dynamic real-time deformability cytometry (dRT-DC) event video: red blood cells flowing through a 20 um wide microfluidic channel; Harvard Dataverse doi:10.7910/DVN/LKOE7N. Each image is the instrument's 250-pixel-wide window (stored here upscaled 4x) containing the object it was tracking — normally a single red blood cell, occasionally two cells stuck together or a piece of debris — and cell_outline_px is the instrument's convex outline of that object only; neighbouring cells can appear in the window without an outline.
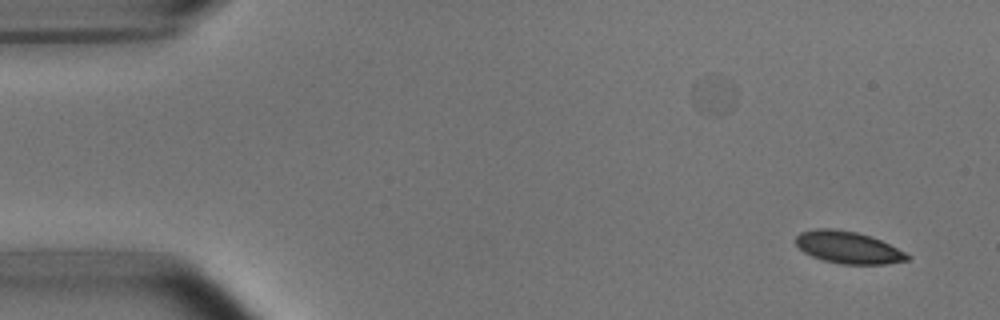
{"species": "common noctule bat (a hibernating species)", "species_latin": "Nyctalus noctula", "temperature_condition": "room temperature", "stored_images_in_passage": 48, "camera_frame_rate_fps": 3000, "um_per_image_px": 0.085, "animal": {"sex": "male", "body_mass_g": 15.6}, "frame": {"image": 1, "passage_image": 1, "time_ms": 0.0, "image_size_px": [1000, 320], "cell_outline_px": [[912, 256], [908, 260], [888, 264], [840, 264], [820, 260], [804, 252], [796, 244], [796, 236], [800, 232], [816, 228], [832, 228], [856, 232], [872, 236]], "centroid_in_image_um": [72.08, 21.03], "position_along_channel_um": 12.9, "area_um2": 20.92}}
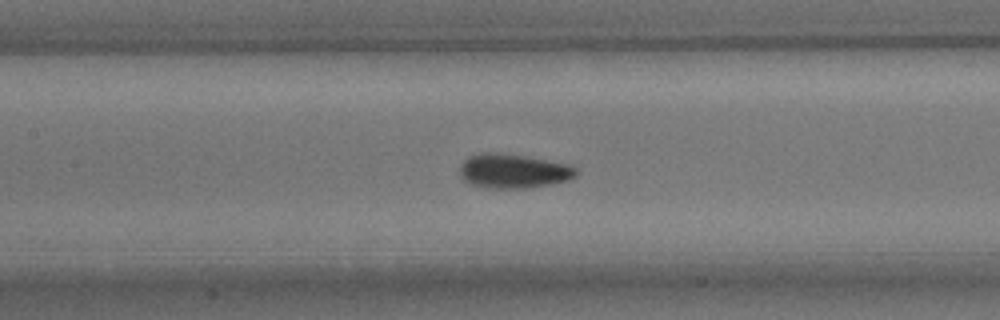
{"frame": {"image": 2, "passage_image": 22, "time_ms": 7.0, "image_size_px": [1000, 320], "cell_outline_px": [[576, 176], [568, 180], [528, 188], [488, 188], [472, 184], [464, 180], [460, 176], [460, 164], [468, 156], [480, 152], [496, 152], [524, 156], [568, 164], [576, 168]], "centroid_in_image_um": [43.59, 14.53], "position_along_channel_um": 163.8, "area_um2": 23.18}}
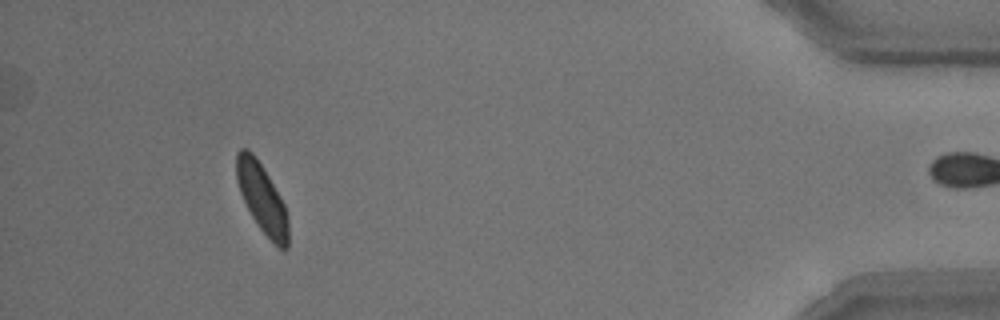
{"frame": {"image": 3, "passage_image": 47, "time_ms": 15.333, "image_size_px": [1000, 320], "cell_outline_px": [[288, 248], [284, 252], [260, 228], [252, 216], [240, 192], [236, 180], [236, 152], [240, 148], [248, 148], [252, 152], [268, 176], [284, 204], [288, 216]], "centroid_in_image_um": [22.26, 16.83], "position_along_channel_um": 412.9, "area_um2": 20.52}, "authors_computed_cell_mechanics": {"area_um2": 21.8195, "velocity_mm_per_s": 3.7548, "shape_relaxation_time_tau1_ms": 2.3489, "shape_relaxation_time_tau2_ms": 1.0632, "deformation_change_tau1": 0.1001, "deformation_change_tau2": 0.0491}}